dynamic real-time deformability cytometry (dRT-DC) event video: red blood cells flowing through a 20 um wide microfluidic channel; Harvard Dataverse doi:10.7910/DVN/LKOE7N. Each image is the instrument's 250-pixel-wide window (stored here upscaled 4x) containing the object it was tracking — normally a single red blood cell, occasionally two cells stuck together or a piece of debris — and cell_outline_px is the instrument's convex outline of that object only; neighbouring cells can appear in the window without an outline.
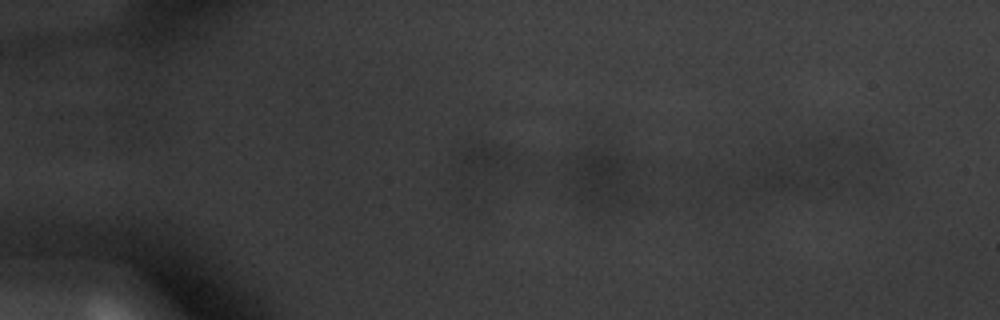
{"species": "common noctule bat (a hibernating species)", "species_latin": "Nyctalus noctula", "temperature_condition": "warm", "stored_images_in_passage": 5, "camera_frame_rate_fps": 3000, "um_per_image_px": 0.085, "animal": {"sex": "male", "body_mass_g": 20.1, "forearm_length_mm": 53.5}, "frame": {"image": 1, "passage_image": 3, "time_ms": 0.667, "image_size_px": [1000, 320], "cell_outline_px": [[636, 164], [632, 200], [624, 208], [604, 212], [592, 208], [572, 200], [564, 184], [560, 160], [576, 148], [596, 144], [612, 148], [624, 152]], "centroid_in_image_um": [50.93, 15.06], "position_along_channel_um": 34.1, "area_um2": 28.67}}